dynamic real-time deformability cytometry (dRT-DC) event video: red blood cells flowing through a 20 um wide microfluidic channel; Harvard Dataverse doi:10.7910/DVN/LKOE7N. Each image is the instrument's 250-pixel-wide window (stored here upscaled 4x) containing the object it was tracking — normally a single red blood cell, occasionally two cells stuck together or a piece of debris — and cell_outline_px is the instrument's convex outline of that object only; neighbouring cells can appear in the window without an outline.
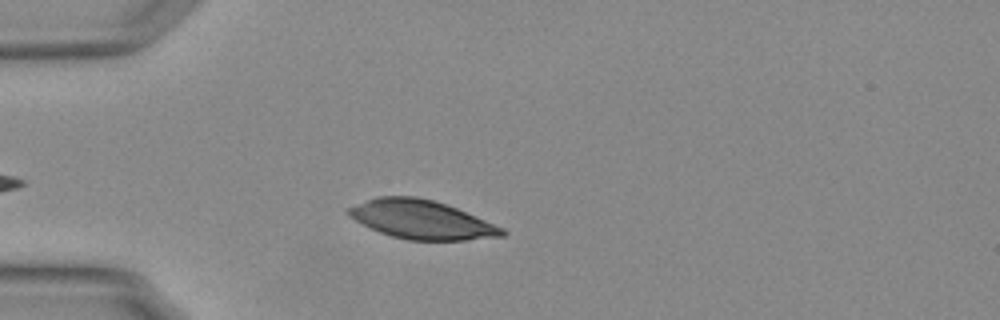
{"species": "Egyptian fruit bat (a non-hibernating species)", "species_latin": "Rousettus aegyptiacus", "temperature_condition": "warm", "stored_images_in_passage": 43, "camera_frame_rate_fps": 3000, "um_per_image_px": 0.085, "animal": {"sex": "female"}, "frame": {"image": 1, "passage_image": 7, "time_ms": 2.0, "image_size_px": [1000, 320], "cell_outline_px": [[508, 232], [504, 236], [468, 240], [408, 240], [392, 236], [380, 232], [348, 216], [348, 208], [376, 196], [416, 196], [432, 200], [456, 208], [504, 228]], "centroid_in_image_um": [35.86, 18.67], "position_along_channel_um": 49.1, "area_um2": 34.28}}
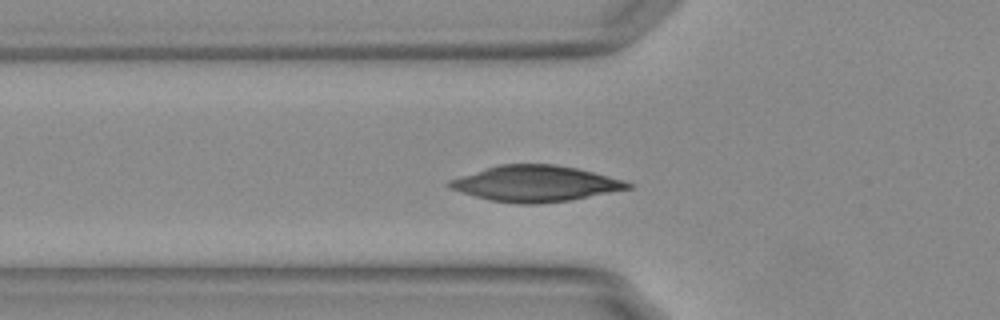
{"frame": {"image": 2, "passage_image": 11, "time_ms": 3.333, "image_size_px": [1000, 320], "cell_outline_px": [[632, 188], [572, 200], [536, 204], [520, 204], [488, 200], [448, 188], [444, 184], [448, 180], [460, 176], [500, 164], [556, 164], [576, 168], [624, 180], [632, 184]], "centroid_in_image_um": [45.49, 15.61], "position_along_channel_um": 80.3, "area_um2": 37.34}}
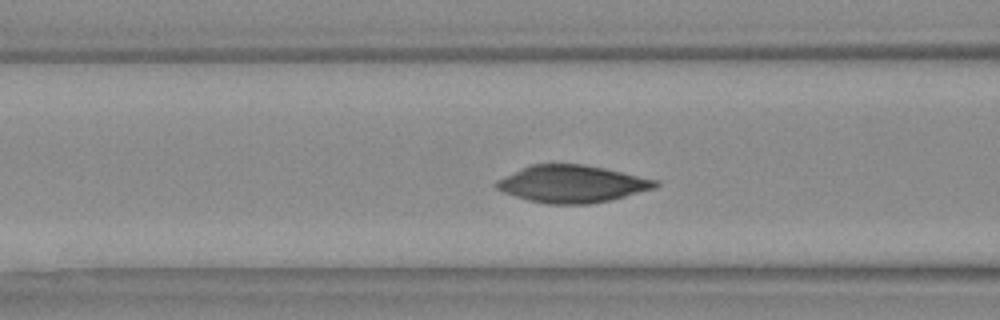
{"frame": {"image": 3, "passage_image": 14, "time_ms": 4.333, "image_size_px": [1000, 320], "cell_outline_px": [[660, 184], [656, 188], [612, 200], [588, 204], [548, 204], [528, 200], [504, 192], [496, 188], [496, 180], [504, 176], [532, 164], [580, 164], [604, 168], [660, 180]], "centroid_in_image_um": [48.68, 15.64], "position_along_channel_um": 117.9, "area_um2": 34.45}}